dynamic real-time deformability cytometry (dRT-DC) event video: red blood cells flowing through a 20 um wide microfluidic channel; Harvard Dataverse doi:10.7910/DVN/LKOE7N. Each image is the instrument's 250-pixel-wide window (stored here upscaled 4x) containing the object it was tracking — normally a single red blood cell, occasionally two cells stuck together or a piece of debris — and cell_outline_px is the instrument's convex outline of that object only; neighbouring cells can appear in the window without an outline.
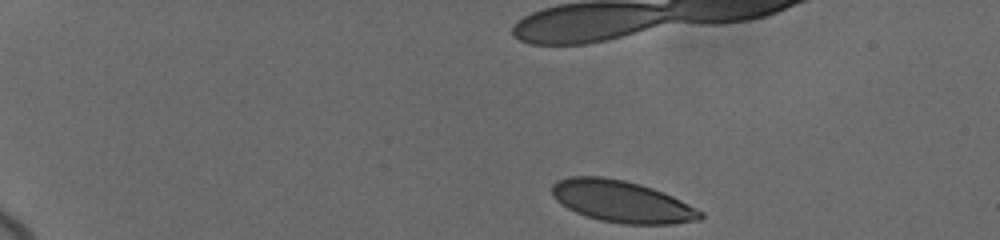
{"species": "human", "species_latin": "Homo sapiens", "temperature_condition": "cold", "stored_images_in_passage": 46, "camera_frame_rate_fps": 3000, "um_per_image_px": 0.085, "donor": {"sex": "female"}, "frame": {"image": 1, "passage_image": 1, "time_ms": 0.0, "image_size_px": [1000, 240], "cell_outline_px": [[704, 216], [700, 220], [672, 224], [624, 224], [600, 220], [576, 212], [560, 204], [552, 196], [552, 184], [556, 180], [568, 176], [600, 176], [624, 180], [640, 184], [664, 192], [704, 212]], "centroid_in_image_um": [52.84, 17.12], "position_along_channel_um": 32.2, "area_um2": 36.18}, "authors_computed_cell_mechanics": {"area_um2": 37.8012, "velocity_mm_per_s": 3.6489, "shape_relaxation_time_tau1_ms": 3.5336, "shape_relaxation_time_tau2_ms": null, "deformation_change_tau1": 0.1428, "deformation_change_tau2": null}}